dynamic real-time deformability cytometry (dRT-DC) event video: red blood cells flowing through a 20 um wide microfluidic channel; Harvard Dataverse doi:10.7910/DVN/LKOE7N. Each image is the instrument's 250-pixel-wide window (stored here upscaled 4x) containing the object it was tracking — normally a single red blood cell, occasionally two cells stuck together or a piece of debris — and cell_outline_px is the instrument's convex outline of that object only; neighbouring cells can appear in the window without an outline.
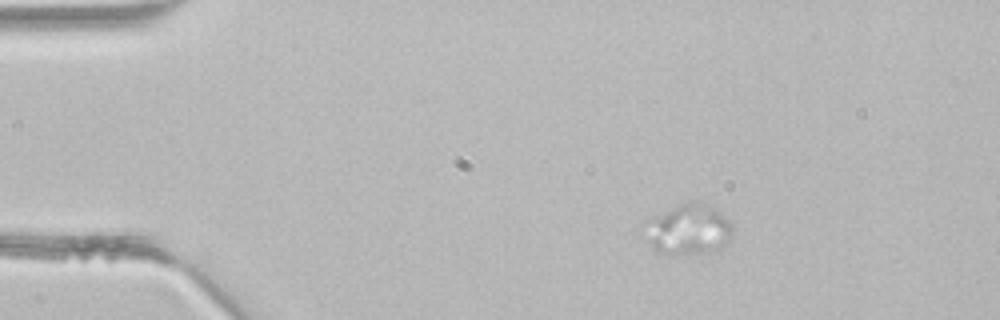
{"species": "common noctule bat (a hibernating species)", "species_latin": "Nyctalus noctula", "temperature_condition": "room temperature", "stored_images_in_passage": 3, "camera_frame_rate_fps": 3000, "um_per_image_px": 0.085, "animal": {"sex": "male", "body_mass_g": 21.5, "forearm_length_mm": 52.0}, "frame": {"image": 1, "passage_image": 1, "time_ms": 0.0, "image_size_px": [1000, 320], "cell_outline_px": [[732, 236], [728, 244], [712, 252], [676, 256], [672, 256], [656, 252], [636, 232], [652, 220], [672, 208], [688, 200], [692, 200], [704, 204], [720, 212], [732, 220]], "centroid_in_image_um": [58.48, 19.57], "position_along_channel_um": 26.5, "area_um2": 26.7}}
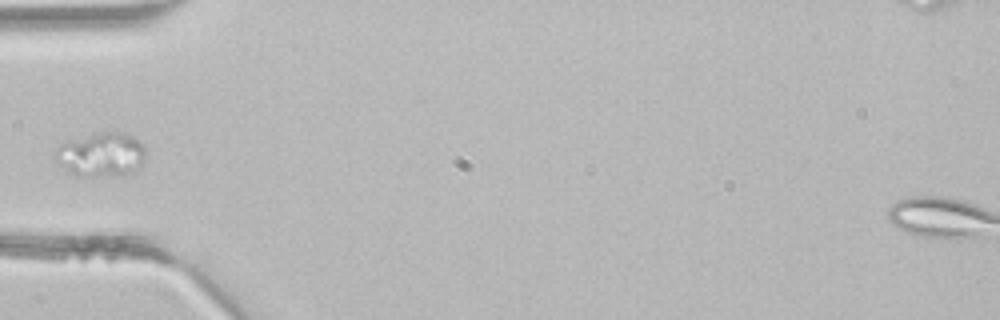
{"frame": {"image": 2, "passage_image": 3, "time_ms": 0.667, "image_size_px": [1000, 320], "cell_outline_px": [[144, 160], [132, 172], [120, 176], [76, 176], [68, 172], [56, 164], [52, 156], [64, 144], [104, 132], [124, 132], [132, 136], [144, 144]], "centroid_in_image_um": [8.61, 13.19], "position_along_channel_um": 76.4, "area_um2": 22.83}}